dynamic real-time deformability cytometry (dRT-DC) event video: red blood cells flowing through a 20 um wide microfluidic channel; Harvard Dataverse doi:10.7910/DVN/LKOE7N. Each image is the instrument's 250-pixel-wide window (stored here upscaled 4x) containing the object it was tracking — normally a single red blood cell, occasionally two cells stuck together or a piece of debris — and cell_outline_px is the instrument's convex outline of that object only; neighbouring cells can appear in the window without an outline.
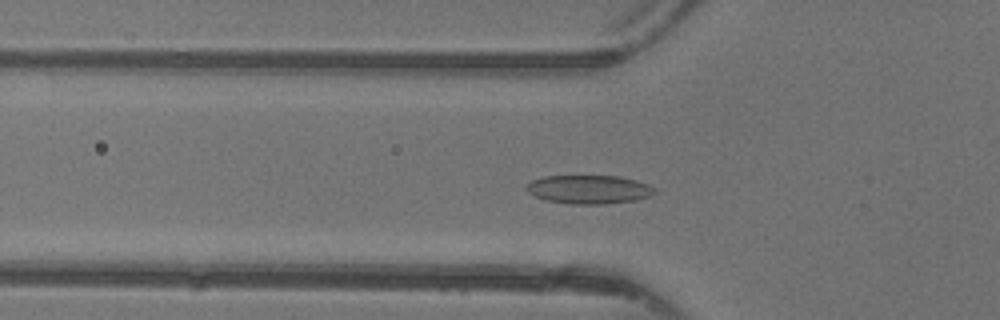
{"species": "common noctule bat (a hibernating species)", "species_latin": "Nyctalus noctula", "temperature_condition": "warm", "stored_images_in_passage": 45, "camera_frame_rate_fps": 3000, "um_per_image_px": 0.085, "animal": {"sex": "female"}, "frame": {"image": 1, "passage_image": 14, "time_ms": 4.333, "image_size_px": [1000, 320], "cell_outline_px": [[656, 192], [652, 196], [636, 200], [604, 204], [572, 204], [544, 200], [528, 192], [524, 188], [532, 180], [544, 176], [620, 176], [636, 180], [648, 184], [656, 188]], "centroid_in_image_um": [50.09, 16.1], "position_along_channel_um": 75.7, "area_um2": 21.56}}
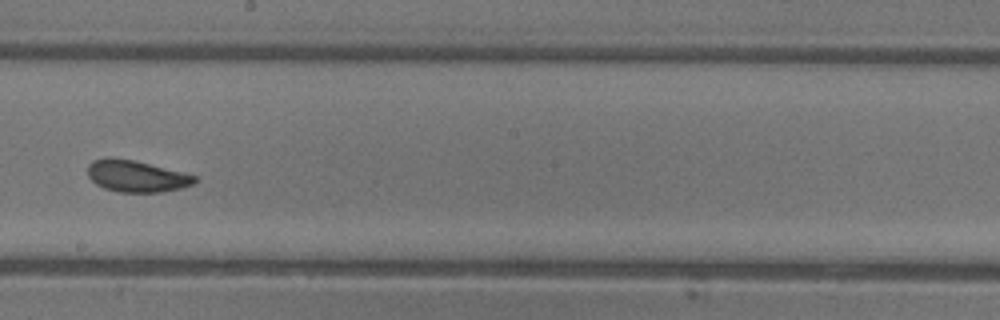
{"frame": {"image": 2, "passage_image": 25, "time_ms": 8.0, "image_size_px": [1000, 320], "cell_outline_px": [[196, 180], [192, 184], [180, 188], [160, 192], [120, 192], [104, 188], [96, 184], [88, 176], [88, 164], [92, 160], [108, 156], [132, 160], [196, 176]], "centroid_in_image_um": [11.52, 14.97], "position_along_channel_um": 236.7, "area_um2": 19.42}}
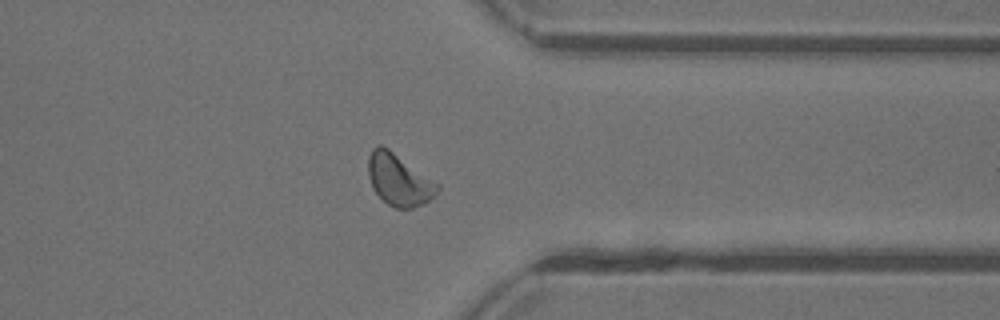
{"frame": {"image": 3, "passage_image": 35, "time_ms": 11.333, "image_size_px": [1000, 320], "cell_outline_px": [[440, 188], [436, 196], [424, 204], [412, 208], [396, 208], [388, 204], [372, 188], [368, 176], [368, 156], [372, 148], [380, 144], [388, 148], [440, 184]], "centroid_in_image_um": [33.93, 15.28], "position_along_channel_um": 377.5, "area_um2": 20.98}, "authors_computed_cell_mechanics": {"area_um2": 20.4034, "velocity_mm_per_s": 4.3701, "shape_relaxation_time_tau1_ms": 5.1391, "shape_relaxation_time_tau2_ms": 1.0028, "deformation_change_tau1": 0.1276, "deformation_change_tau2": 0.0714}}